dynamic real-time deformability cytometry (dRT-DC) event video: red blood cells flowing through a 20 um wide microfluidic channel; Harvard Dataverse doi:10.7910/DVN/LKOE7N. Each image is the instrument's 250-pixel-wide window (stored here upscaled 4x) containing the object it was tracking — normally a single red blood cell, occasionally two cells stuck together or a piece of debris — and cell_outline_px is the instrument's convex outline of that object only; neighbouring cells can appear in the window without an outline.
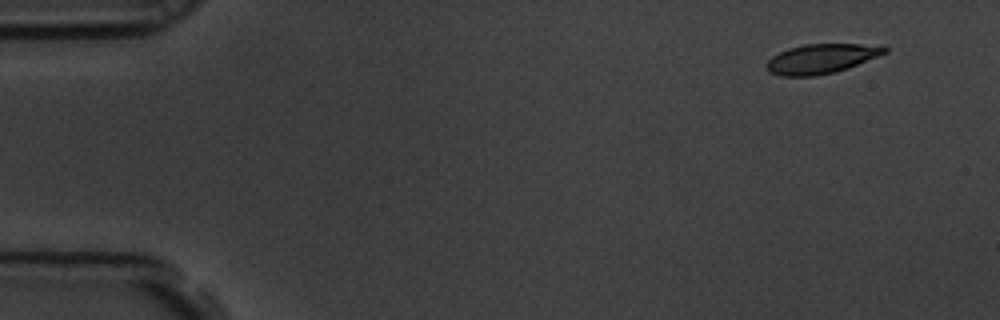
{"species": "common noctule bat (a hibernating species)", "species_latin": "Nyctalus noctula", "temperature_condition": "room temperature", "stored_images_in_passage": 6, "segment_of_instrument_passage": [2, 2], "camera_frame_rate_fps": 3000, "um_per_image_px": 0.085, "animal": {"sex": "male", "body_mass_g": 19.5, "forearm_length_mm": 54.6}, "frame": {"image": 1, "passage_image": 6, "time_ms": 1.667, "image_size_px": [1000, 320], "cell_outline_px": [[888, 52], [848, 68], [836, 72], [812, 76], [780, 76], [768, 72], [764, 68], [764, 64], [772, 56], [788, 48], [804, 44], [884, 44], [888, 48]], "centroid_in_image_um": [69.81, 4.98], "position_along_channel_um": 15.2, "area_um2": 20.69}}